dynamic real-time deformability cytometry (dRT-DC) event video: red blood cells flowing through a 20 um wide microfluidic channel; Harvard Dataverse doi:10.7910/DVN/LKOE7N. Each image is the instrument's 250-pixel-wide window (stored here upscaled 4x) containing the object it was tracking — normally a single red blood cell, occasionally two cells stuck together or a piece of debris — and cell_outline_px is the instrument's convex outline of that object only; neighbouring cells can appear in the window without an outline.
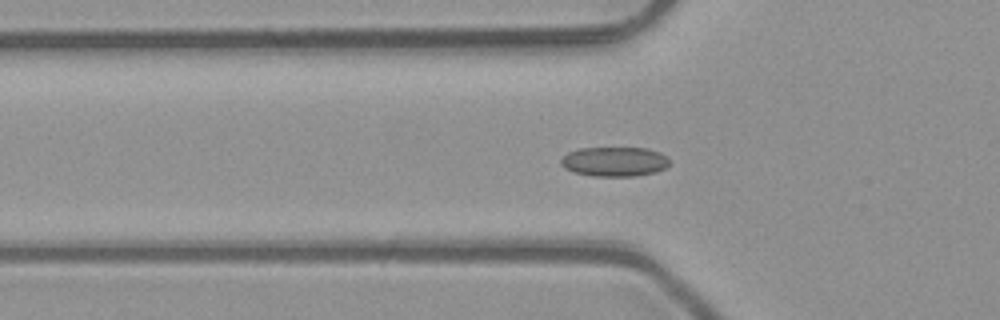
{"species": "common noctule bat (a hibernating species)", "species_latin": "Nyctalus noctula", "temperature_condition": "room temperature", "stored_images_in_passage": 40, "camera_frame_rate_fps": 3000, "um_per_image_px": 0.085, "animal": {"sex": "male", "body_mass_g": 23.1, "forearm_length_mm": 52.7}, "frame": {"image": 1, "passage_image": 17, "time_ms": 5.333, "image_size_px": [1000, 320], "cell_outline_px": [[668, 164], [664, 168], [656, 172], [636, 176], [592, 176], [572, 172], [564, 168], [560, 164], [560, 160], [568, 152], [580, 148], [648, 148], [660, 152], [668, 160]], "centroid_in_image_um": [52.19, 13.74], "position_along_channel_um": 73.6, "area_um2": 18.73}}
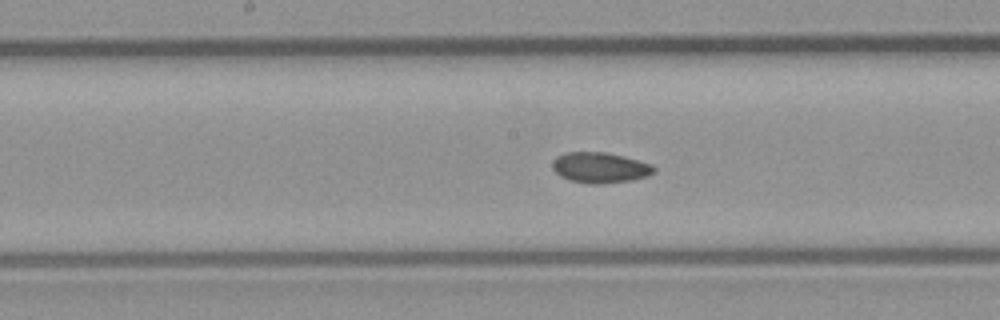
{"frame": {"image": 2, "passage_image": 26, "time_ms": 8.333, "image_size_px": [1000, 320], "cell_outline_px": [[656, 172], [648, 176], [632, 180], [600, 184], [592, 184], [568, 180], [560, 176], [552, 168], [552, 160], [556, 156], [568, 152], [604, 152], [624, 156], [652, 164], [656, 168]], "centroid_in_image_um": [51.01, 14.25], "position_along_channel_um": 197.2, "area_um2": 18.26}}
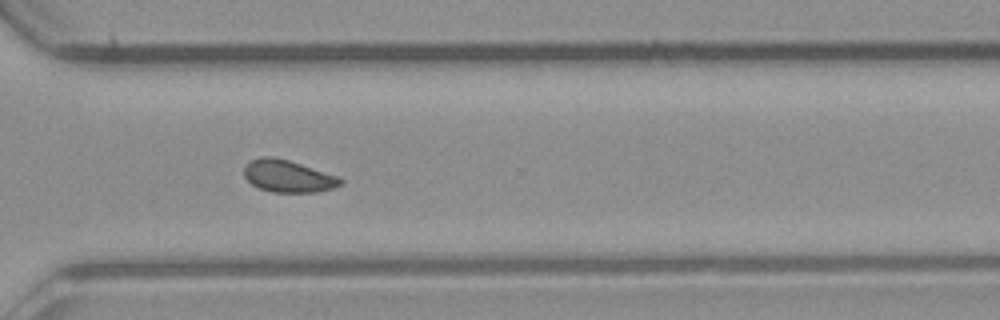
{"frame": {"image": 3, "passage_image": 37, "time_ms": 12.0, "image_size_px": [1000, 320], "cell_outline_px": [[344, 184], [332, 188], [316, 192], [272, 192], [260, 188], [252, 184], [244, 176], [244, 168], [252, 160], [260, 156], [272, 156], [288, 160], [340, 176], [344, 180]], "centroid_in_image_um": [24.53, 14.97], "position_along_channel_um": 346.1, "area_um2": 18.09}, "authors_computed_cell_mechanics": {"area_um2": 18.2937, "velocity_mm_per_s": 4.0742, "shape_relaxation_time_tau1_ms": null, "shape_relaxation_time_tau2_ms": 2.9324, "deformation_change_tau1": null, "deformation_change_tau2": 0.0694}}